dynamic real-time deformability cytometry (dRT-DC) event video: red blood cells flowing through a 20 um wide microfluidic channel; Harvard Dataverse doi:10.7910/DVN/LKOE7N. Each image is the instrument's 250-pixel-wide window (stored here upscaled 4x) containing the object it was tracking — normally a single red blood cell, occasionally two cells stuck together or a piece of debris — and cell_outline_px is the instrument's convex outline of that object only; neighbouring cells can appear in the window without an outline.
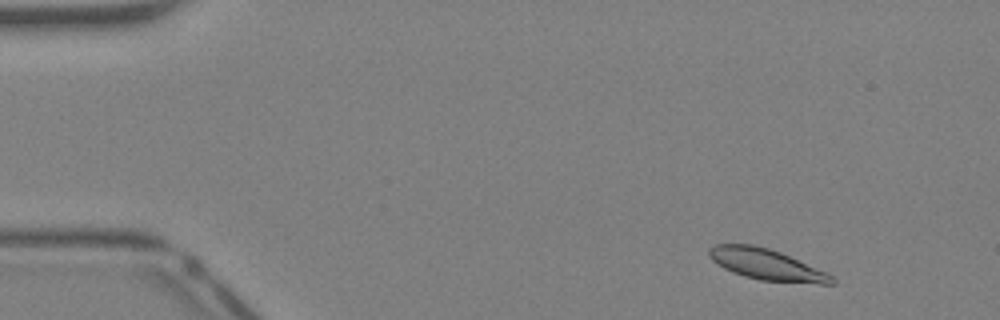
{"species": "Egyptian fruit bat (a non-hibernating species)", "species_latin": "Rousettus aegyptiacus", "temperature_condition": "warm", "stored_images_in_passage": 39, "camera_frame_rate_fps": 3000, "um_per_image_px": 0.085, "animal": {"sex": "female"}, "frame": {"image": 1, "passage_image": 3, "time_ms": 0.667, "image_size_px": [1000, 320], "cell_outline_px": [[836, 284], [820, 284], [760, 280], [744, 276], [732, 272], [724, 268], [712, 260], [708, 256], [708, 248], [716, 244], [752, 244], [768, 248], [780, 252], [828, 272], [836, 280]], "centroid_in_image_um": [65.17, 22.48], "position_along_channel_um": 19.8, "area_um2": 22.31}}
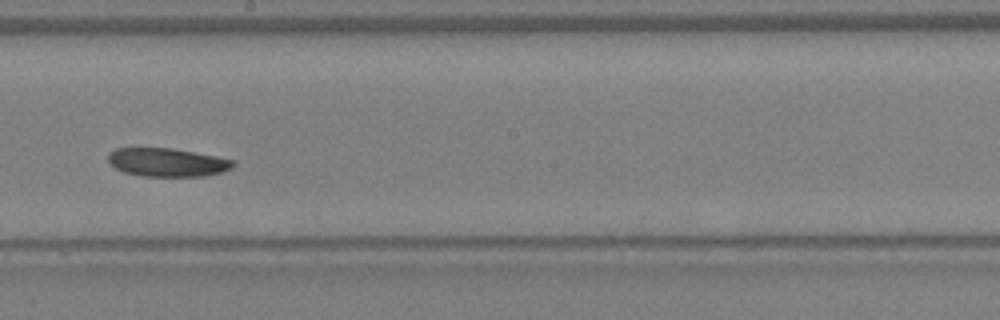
{"frame": {"image": 2, "passage_image": 22, "time_ms": 7.0, "image_size_px": [1000, 320], "cell_outline_px": [[236, 164], [232, 168], [220, 172], [204, 176], [144, 176], [124, 172], [108, 164], [108, 152], [116, 148], [172, 148], [216, 156], [236, 160]], "centroid_in_image_um": [14.21, 13.79], "position_along_channel_um": 234.0, "area_um2": 20.81}}
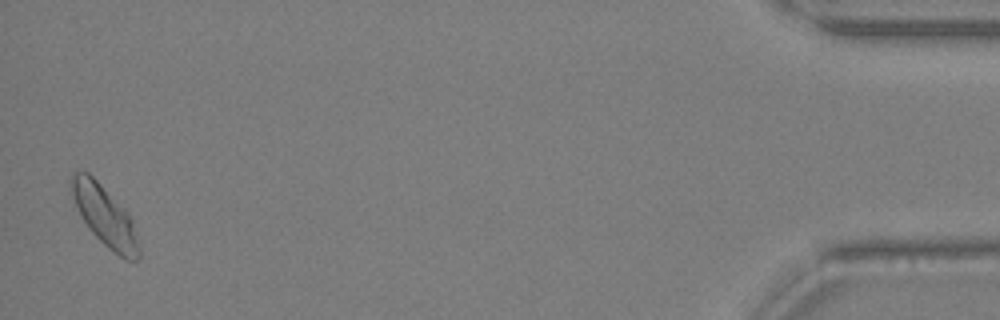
{"frame": {"image": 3, "passage_image": 39, "time_ms": 12.667, "image_size_px": [1000, 320], "cell_outline_px": [[140, 260], [124, 260], [108, 248], [88, 228], [72, 196], [68, 180], [72, 172], [88, 172], [128, 212], [132, 220], [140, 248]], "centroid_in_image_um": [8.91, 18.37], "position_along_channel_um": 426.3, "area_um2": 23.52}, "authors_computed_cell_mechanics": {"area_um2": 21.9062, "velocity_mm_per_s": 4.9779, "shape_relaxation_time_tau1_ms": 3.0155, "shape_relaxation_time_tau2_ms": null, "deformation_change_tau1": 0.1008, "deformation_change_tau2": null}}